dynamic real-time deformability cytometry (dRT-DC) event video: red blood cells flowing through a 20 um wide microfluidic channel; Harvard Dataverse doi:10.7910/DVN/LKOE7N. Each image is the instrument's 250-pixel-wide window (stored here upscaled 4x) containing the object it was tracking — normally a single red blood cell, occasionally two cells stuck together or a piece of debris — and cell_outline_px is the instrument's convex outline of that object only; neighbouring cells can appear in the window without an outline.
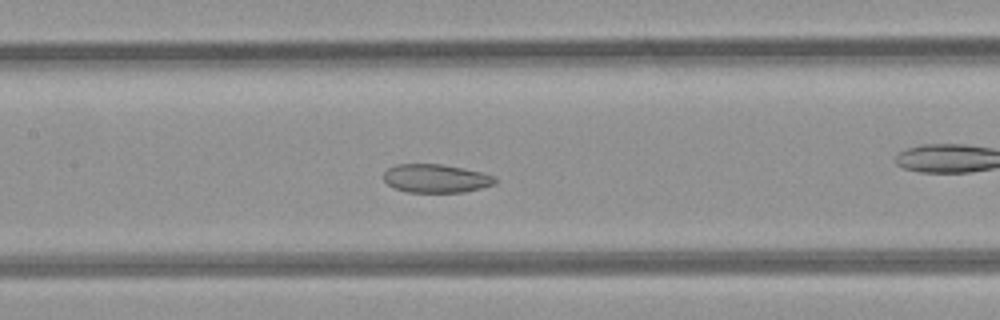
{"species": "common noctule bat (a hibernating species)", "species_latin": "Nyctalus noctula", "temperature_condition": "room temperature", "stored_images_in_passage": 49, "camera_frame_rate_fps": 3000, "um_per_image_px": 0.085, "animal": {"sex": "female", "body_mass_g": 21.9}, "frame": {"image": 1, "passage_image": 22, "time_ms": 7.0, "image_size_px": [1000, 320], "cell_outline_px": [[496, 184], [464, 192], [408, 192], [396, 188], [388, 184], [384, 180], [384, 172], [388, 168], [396, 164], [440, 164], [464, 168], [496, 176]], "centroid_in_image_um": [37.07, 15.16], "position_along_channel_um": 170.3, "area_um2": 18.44}, "authors_computed_cell_mechanics": {"area_um2": 24.5072, "velocity_mm_per_s": 4.2289, "shape_relaxation_time_tau1_ms": null, "shape_relaxation_time_tau2_ms": 5.5033, "deformation_change_tau1": null, "deformation_change_tau2": 0.1045}}